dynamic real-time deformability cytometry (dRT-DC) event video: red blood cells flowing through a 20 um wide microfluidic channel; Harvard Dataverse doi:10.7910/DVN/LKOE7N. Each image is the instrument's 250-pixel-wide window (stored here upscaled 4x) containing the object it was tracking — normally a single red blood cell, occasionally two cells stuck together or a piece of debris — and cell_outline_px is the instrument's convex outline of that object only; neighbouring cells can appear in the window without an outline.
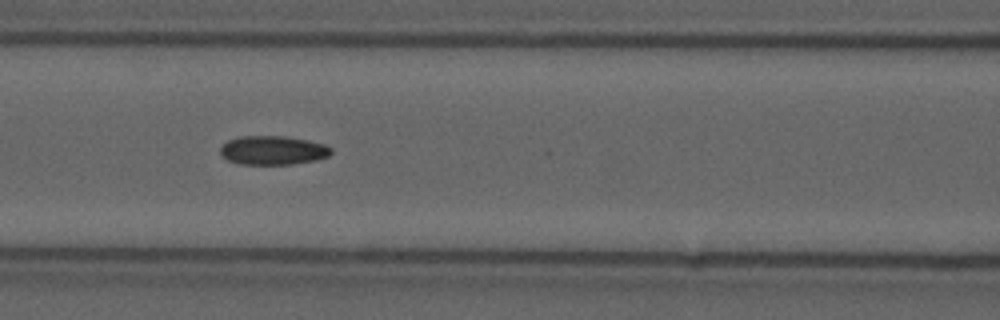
{"species": "common noctule bat (a hibernating species)", "species_latin": "Nyctalus noctula", "temperature_condition": "cold", "stored_images_in_passage": 6, "camera_frame_rate_fps": 3000, "um_per_image_px": 0.085, "animal": {"sex": "male", "forearm_length_mm": 52.5}, "frame": {"image": 1, "passage_image": 4, "time_ms": 1.0, "image_size_px": [1000, 320], "cell_outline_px": [[332, 152], [328, 156], [316, 160], [292, 164], [240, 164], [228, 160], [220, 152], [220, 148], [228, 140], [240, 136], [284, 136], [308, 140], [324, 144], [332, 148]], "centroid_in_image_um": [23.21, 12.77], "position_along_channel_um": 143.4, "area_um2": 18.61}}
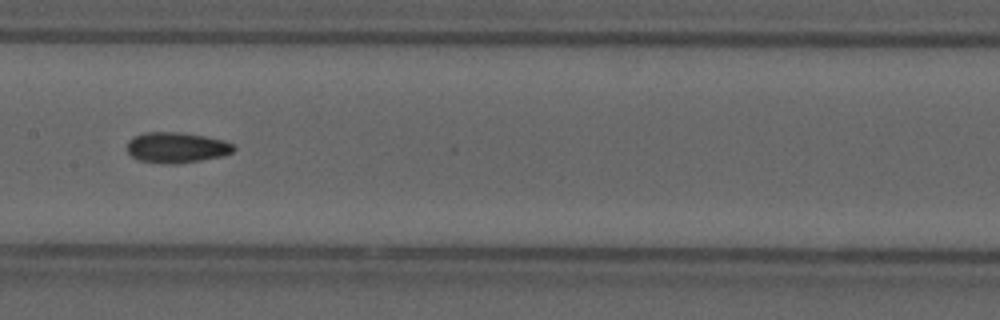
{"frame": {"image": 2, "passage_image": 5, "time_ms": 1.333, "image_size_px": [1000, 320], "cell_outline_px": [[236, 148], [232, 152], [220, 156], [200, 160], [176, 164], [168, 164], [140, 160], [132, 156], [128, 152], [128, 140], [132, 136], [144, 132], [180, 132], [204, 136], [224, 140], [232, 144]], "centroid_in_image_um": [14.98, 12.53], "position_along_channel_um": 192.4, "area_um2": 18.9}}
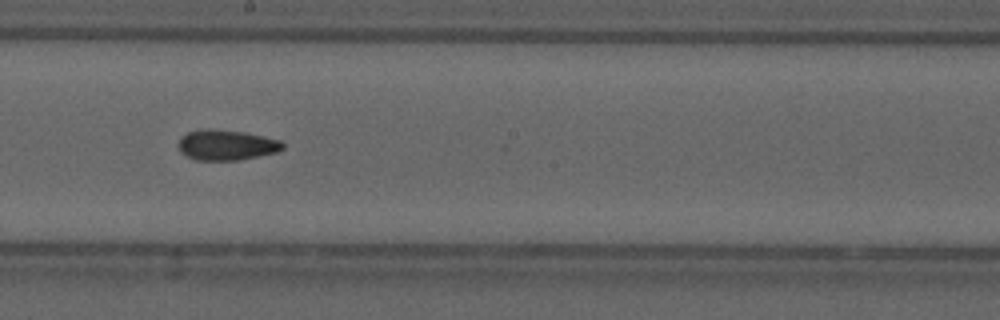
{"frame": {"image": 3, "passage_image": 6, "time_ms": 1.667, "image_size_px": [1000, 320], "cell_outline_px": [[284, 148], [276, 152], [240, 160], [196, 160], [180, 152], [180, 136], [188, 132], [200, 128], [208, 128], [244, 132], [264, 136], [280, 140], [284, 144]], "centroid_in_image_um": [19.25, 12.31], "position_along_channel_um": 229.0, "area_um2": 18.5}}